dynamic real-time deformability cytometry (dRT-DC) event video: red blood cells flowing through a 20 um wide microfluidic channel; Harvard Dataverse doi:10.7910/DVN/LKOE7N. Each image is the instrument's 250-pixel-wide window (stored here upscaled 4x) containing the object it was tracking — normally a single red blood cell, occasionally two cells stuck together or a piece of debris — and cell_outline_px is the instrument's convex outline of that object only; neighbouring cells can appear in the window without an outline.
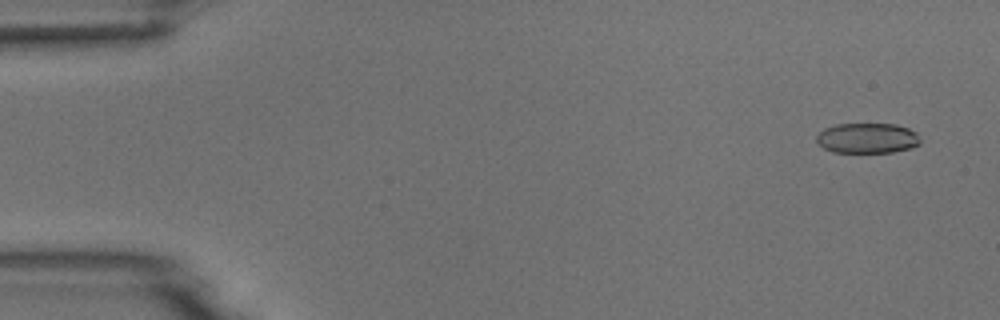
{"species": "common noctule bat (a hibernating species)", "species_latin": "Nyctalus noctula", "temperature_condition": "room temperature", "stored_images_in_passage": 6, "camera_frame_rate_fps": 3000, "um_per_image_px": 0.085, "animal": {"sex": "male", "body_mass_g": 18.8}, "frame": {"image": 1, "passage_image": 1, "time_ms": 0.0, "image_size_px": [1000, 320], "cell_outline_px": [[920, 144], [912, 148], [892, 152], [832, 152], [824, 148], [816, 140], [816, 136], [824, 128], [836, 124], [896, 124], [908, 128], [916, 132], [920, 140]], "centroid_in_image_um": [73.73, 11.74], "position_along_channel_um": 11.3, "area_um2": 18.32}}
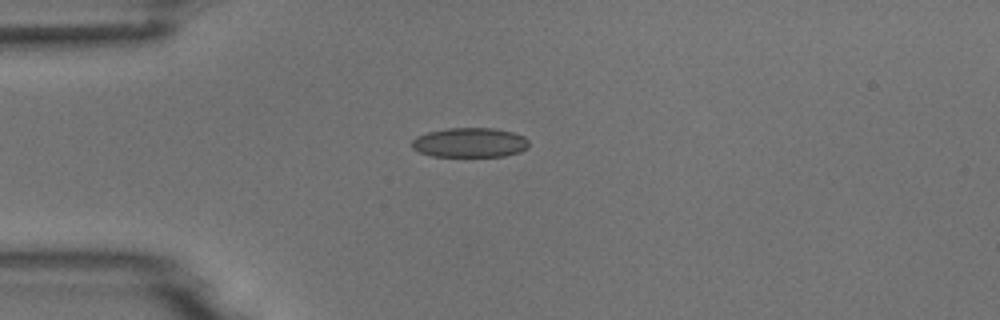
{"frame": {"image": 2, "passage_image": 4, "time_ms": 3.667, "image_size_px": [1000, 320], "cell_outline_px": [[528, 148], [520, 152], [504, 156], [432, 156], [420, 152], [412, 148], [412, 140], [416, 136], [428, 132], [448, 128], [492, 128], [512, 132], [524, 136], [528, 140]], "centroid_in_image_um": [39.94, 12.12], "position_along_channel_um": 45.1, "area_um2": 20.17}}
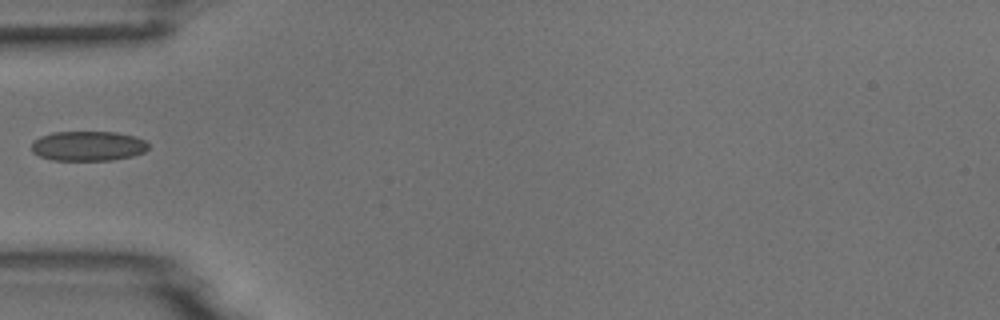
{"frame": {"image": 3, "passage_image": 5, "time_ms": 5.0, "image_size_px": [1000, 320], "cell_outline_px": [[148, 148], [144, 152], [132, 156], [112, 160], [52, 160], [40, 156], [32, 152], [32, 140], [40, 136], [52, 132], [116, 132], [136, 136], [144, 140], [148, 144]], "centroid_in_image_um": [7.47, 12.4], "position_along_channel_um": 77.5, "area_um2": 20.4}}